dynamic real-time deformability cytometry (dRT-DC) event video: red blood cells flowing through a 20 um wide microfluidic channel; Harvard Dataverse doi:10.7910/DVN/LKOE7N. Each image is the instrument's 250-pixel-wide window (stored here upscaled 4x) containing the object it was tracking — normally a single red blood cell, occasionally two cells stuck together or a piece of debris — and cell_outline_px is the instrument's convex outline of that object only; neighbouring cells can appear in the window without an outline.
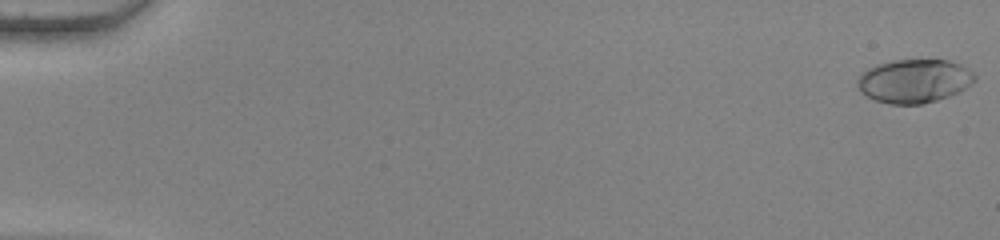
{"species": "human", "species_latin": "Homo sapiens", "temperature_condition": "warm", "stored_images_in_passage": 20, "camera_frame_rate_fps": 3000, "um_per_image_px": 0.085, "donor": {"sex": "female"}, "frame": {"image": 1, "passage_image": 1, "time_ms": 0.0, "image_size_px": [1000, 240], "cell_outline_px": [[976, 80], [960, 92], [936, 100], [920, 104], [888, 104], [876, 100], [860, 92], [856, 84], [856, 80], [868, 68], [876, 64], [892, 60], [948, 60], [960, 64], [972, 72], [976, 76]], "centroid_in_image_um": [77.7, 6.88], "position_along_channel_um": 7.3, "area_um2": 29.82}}
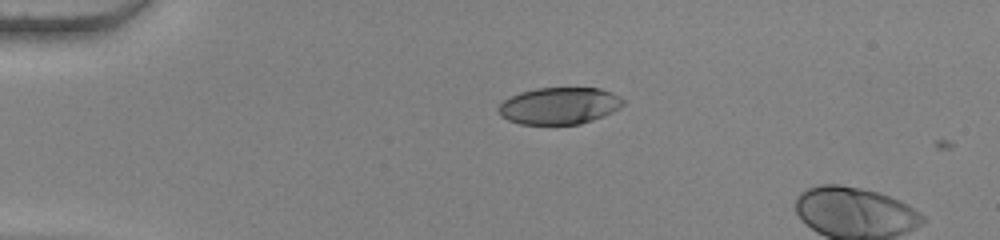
{"frame": {"image": 2, "passage_image": 14, "time_ms": 4.333, "image_size_px": [1000, 240], "cell_outline_px": [[624, 104], [620, 108], [612, 112], [592, 120], [580, 124], [520, 124], [508, 120], [500, 116], [496, 112], [496, 108], [504, 100], [520, 92], [536, 88], [600, 88], [612, 92], [620, 96], [624, 100]], "centroid_in_image_um": [47.53, 8.99], "position_along_channel_um": 37.5, "area_um2": 26.93}}